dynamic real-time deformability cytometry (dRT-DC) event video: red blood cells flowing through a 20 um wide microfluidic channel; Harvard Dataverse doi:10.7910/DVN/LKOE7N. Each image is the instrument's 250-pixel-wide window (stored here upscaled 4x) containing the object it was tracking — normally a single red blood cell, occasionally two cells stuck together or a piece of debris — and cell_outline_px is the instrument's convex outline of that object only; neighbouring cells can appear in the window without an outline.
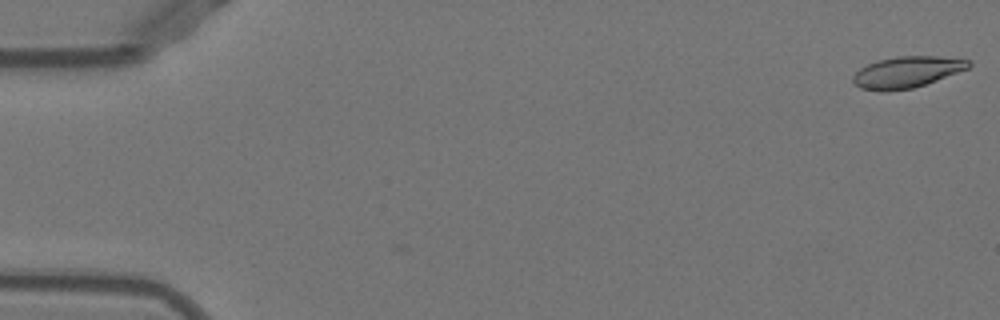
{"species": "Egyptian fruit bat (a non-hibernating species)", "species_latin": "Rousettus aegyptiacus", "temperature_condition": "warm", "stored_images_in_passage": 25, "camera_frame_rate_fps": 3000, "um_per_image_px": 0.085, "animal": {"sex": "female"}, "frame": {"image": 1, "passage_image": 1, "time_ms": 0.0, "image_size_px": [1000, 320], "cell_outline_px": [[972, 64], [968, 68], [936, 80], [912, 88], [888, 92], [880, 92], [860, 88], [852, 80], [852, 76], [860, 68], [868, 64], [880, 60], [896, 56], [936, 56], [972, 60]], "centroid_in_image_um": [77.06, 6.13], "position_along_channel_um": 7.9, "area_um2": 21.04}}
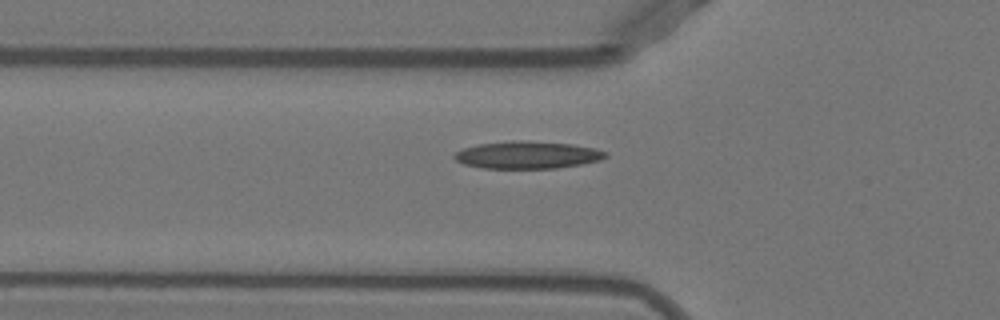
{"frame": {"image": 2, "passage_image": 18, "time_ms": 5.667, "image_size_px": [1000, 320], "cell_outline_px": [[608, 156], [600, 160], [580, 164], [556, 168], [484, 168], [464, 164], [456, 160], [452, 156], [456, 152], [464, 148], [476, 144], [512, 140], [528, 140], [572, 144], [596, 148], [608, 152]], "centroid_in_image_um": [44.84, 13.15], "position_along_channel_um": 81.0, "area_um2": 24.28}}
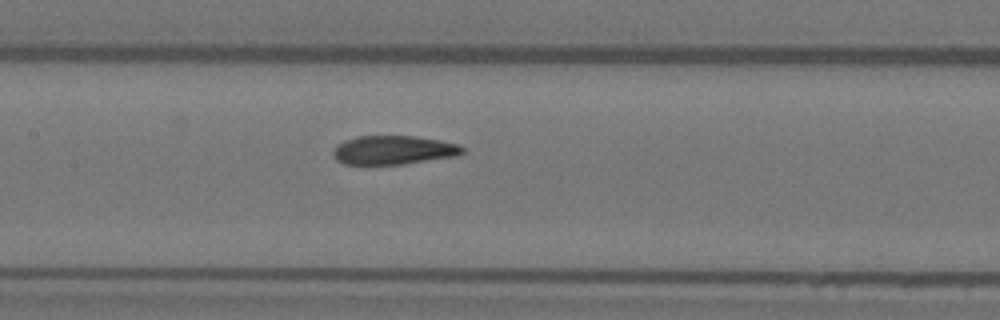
{"frame": {"image": 3, "passage_image": 25, "time_ms": 8.0, "image_size_px": [1000, 320], "cell_outline_px": [[464, 152], [460, 156], [404, 164], [344, 164], [336, 160], [332, 156], [332, 152], [336, 144], [344, 140], [356, 136], [412, 136], [440, 140], [456, 144], [464, 148]], "centroid_in_image_um": [33.43, 12.76], "position_along_channel_um": 174.0, "area_um2": 21.96}}